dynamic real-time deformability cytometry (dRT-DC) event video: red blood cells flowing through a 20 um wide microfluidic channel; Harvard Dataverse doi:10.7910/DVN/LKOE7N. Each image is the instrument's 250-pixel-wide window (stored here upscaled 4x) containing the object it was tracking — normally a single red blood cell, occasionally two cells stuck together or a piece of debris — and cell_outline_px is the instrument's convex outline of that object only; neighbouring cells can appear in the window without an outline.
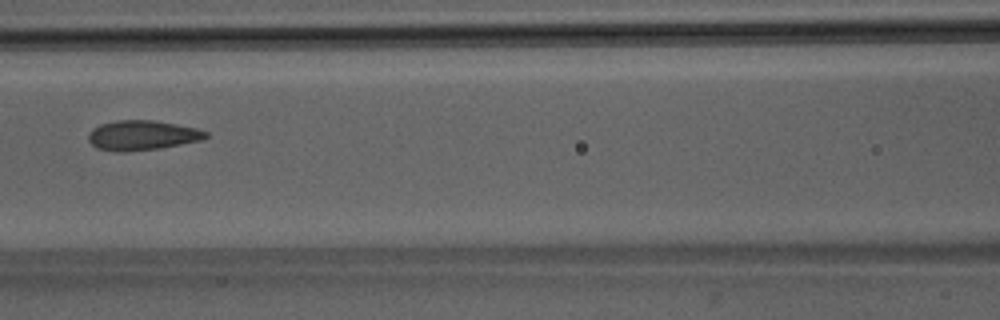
{"species": "Egyptian fruit bat (a non-hibernating species)", "species_latin": "Rousettus aegyptiacus", "temperature_condition": "room temperature", "stored_images_in_passage": 42, "camera_frame_rate_fps": 3000, "um_per_image_px": 0.085, "animal": {"sex": "male"}, "frame": {"image": 1, "passage_image": 14, "time_ms": 4.333, "image_size_px": [1000, 320], "cell_outline_px": [[208, 136], [204, 140], [160, 148], [124, 152], [120, 152], [96, 148], [88, 140], [88, 132], [92, 128], [100, 124], [116, 120], [152, 120], [176, 124], [196, 128], [208, 132]], "centroid_in_image_um": [12.08, 11.5], "position_along_channel_um": 154.5, "area_um2": 20.52}}
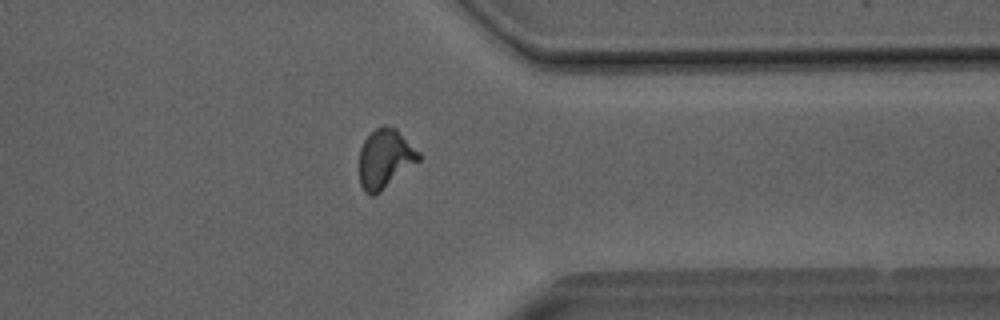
{"frame": {"image": 2, "passage_image": 31, "time_ms": 10.0, "image_size_px": [1000, 320], "cell_outline_px": [[420, 160], [376, 196], [368, 196], [364, 192], [360, 184], [360, 148], [364, 140], [376, 128], [384, 124], [396, 128], [420, 152]], "centroid_in_image_um": [32.73, 13.51], "position_along_channel_um": 378.7, "area_um2": 20.69}}
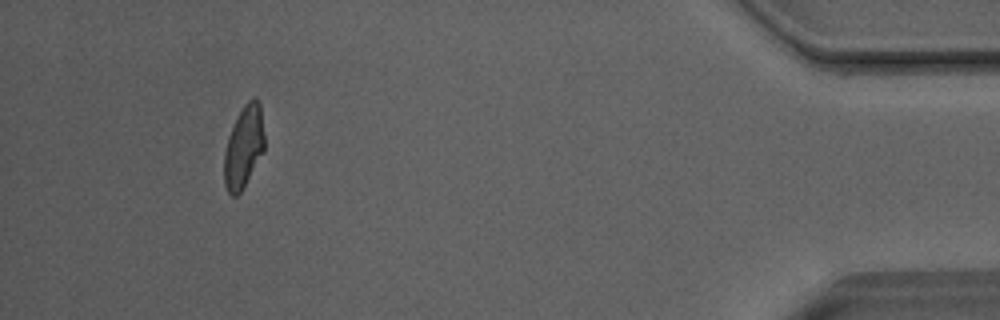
{"frame": {"image": 3, "passage_image": 38, "time_ms": 12.333, "image_size_px": [1000, 320], "cell_outline_px": [[264, 152], [240, 192], [236, 196], [232, 196], [228, 192], [224, 184], [224, 152], [228, 136], [244, 104], [248, 100], [256, 96], [260, 104], [264, 136]], "centroid_in_image_um": [20.72, 12.49], "position_along_channel_um": 414.5, "area_um2": 19.13}, "authors_computed_cell_mechanics": {"area_um2": 19.9988, "velocity_mm_per_s": 4.0626, "shape_relaxation_time_tau1_ms": 7.5783, "shape_relaxation_time_tau2_ms": 1.2831, "deformation_change_tau1": 0.1911, "deformation_change_tau2": 0.0559}}